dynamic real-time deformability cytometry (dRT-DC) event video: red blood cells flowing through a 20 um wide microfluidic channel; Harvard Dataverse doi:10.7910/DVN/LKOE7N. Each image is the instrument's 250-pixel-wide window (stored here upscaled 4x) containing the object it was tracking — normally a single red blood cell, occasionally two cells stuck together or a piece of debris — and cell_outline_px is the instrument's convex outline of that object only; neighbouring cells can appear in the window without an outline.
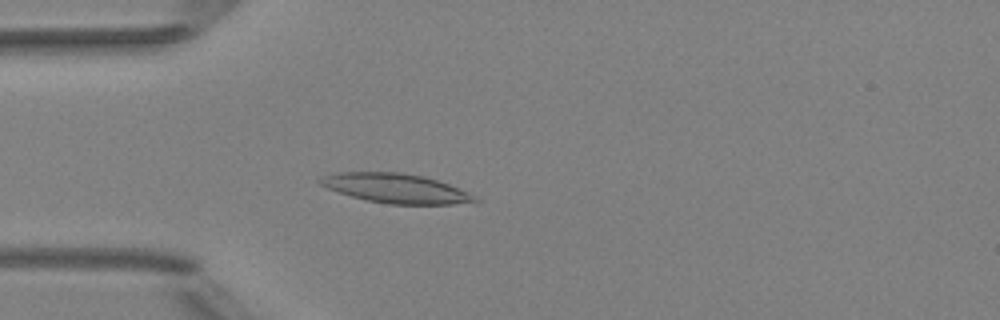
{"species": "Egyptian fruit bat (a non-hibernating species)", "species_latin": "Rousettus aegyptiacus", "temperature_condition": "room temperature", "stored_images_in_passage": 3, "camera_frame_rate_fps": 3000, "um_per_image_px": 0.085, "animal": {"sex": "female"}, "frame": {"image": 1, "passage_image": 3, "time_ms": 2.333, "image_size_px": [1000, 320], "cell_outline_px": [[480, 200], [452, 204], [388, 204], [364, 200], [328, 188], [320, 184], [316, 180], [320, 176], [336, 172], [400, 172], [424, 176], [448, 184], [468, 192], [476, 196]], "centroid_in_image_um": [33.59, 16.0], "position_along_channel_um": 51.4, "area_um2": 26.41}}